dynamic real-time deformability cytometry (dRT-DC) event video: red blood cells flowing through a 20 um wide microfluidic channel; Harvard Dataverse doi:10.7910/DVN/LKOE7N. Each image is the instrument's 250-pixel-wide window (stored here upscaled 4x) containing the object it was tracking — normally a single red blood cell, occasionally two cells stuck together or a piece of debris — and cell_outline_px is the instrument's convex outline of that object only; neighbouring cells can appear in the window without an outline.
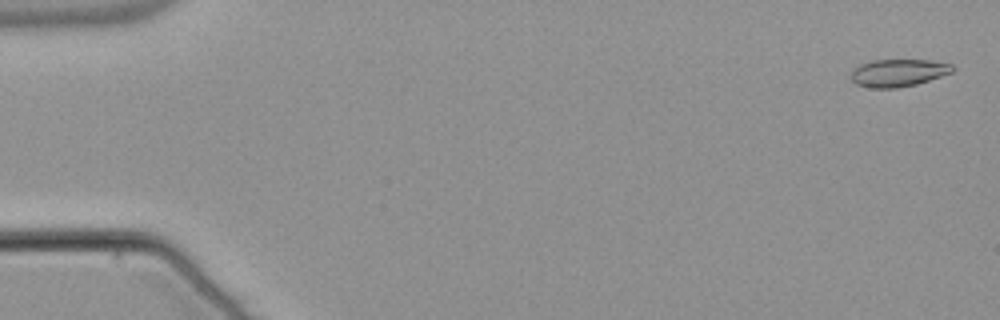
{"species": "common noctule bat (a hibernating species)", "species_latin": "Nyctalus noctula", "temperature_condition": "warm", "stored_images_in_passage": 53, "camera_frame_rate_fps": 3000, "um_per_image_px": 0.085, "animal": {"sex": "male", "body_mass_g": 21.5, "forearm_length_mm": 52.0}, "frame": {"image": 1, "passage_image": 2, "time_ms": 0.333, "image_size_px": [1000, 320], "cell_outline_px": [[956, 68], [952, 72], [916, 84], [896, 88], [872, 88], [856, 84], [852, 80], [852, 72], [860, 64], [872, 60], [928, 60], [952, 64]], "centroid_in_image_um": [76.37, 6.18], "position_along_channel_um": 8.6, "area_um2": 16.07}}
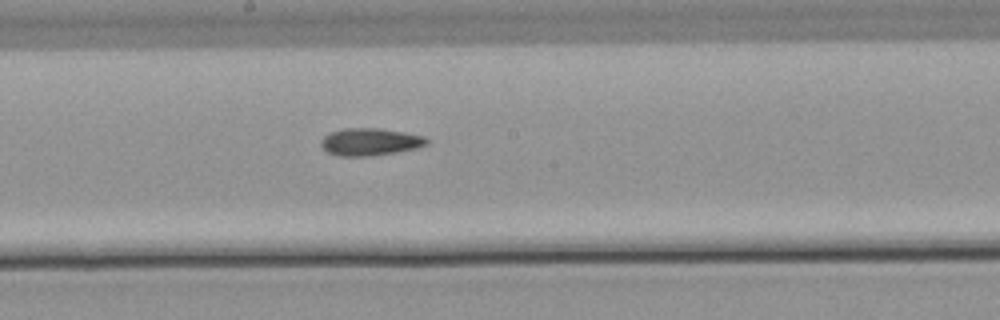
{"frame": {"image": 2, "passage_image": 30, "time_ms": 9.667, "image_size_px": [1000, 320], "cell_outline_px": [[428, 144], [416, 148], [396, 152], [368, 156], [340, 156], [328, 152], [320, 144], [320, 140], [324, 136], [332, 132], [344, 128], [380, 128], [404, 132], [424, 136], [428, 140]], "centroid_in_image_um": [31.46, 12.05], "position_along_channel_um": 216.7, "area_um2": 16.76}}
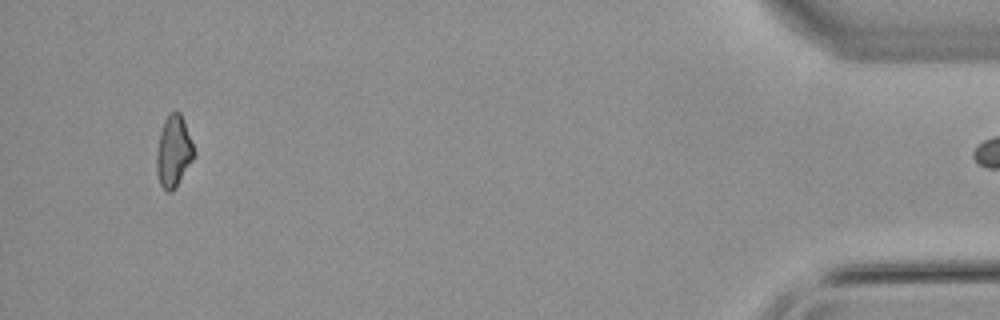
{"frame": {"image": 3, "passage_image": 52, "time_ms": 17.0, "image_size_px": [1000, 320], "cell_outline_px": [[196, 152], [192, 160], [176, 188], [172, 192], [168, 192], [160, 184], [156, 172], [156, 152], [160, 132], [164, 120], [176, 108], [180, 112], [184, 120]], "centroid_in_image_um": [14.75, 12.86], "position_along_channel_um": 420.4, "area_um2": 15.72}}